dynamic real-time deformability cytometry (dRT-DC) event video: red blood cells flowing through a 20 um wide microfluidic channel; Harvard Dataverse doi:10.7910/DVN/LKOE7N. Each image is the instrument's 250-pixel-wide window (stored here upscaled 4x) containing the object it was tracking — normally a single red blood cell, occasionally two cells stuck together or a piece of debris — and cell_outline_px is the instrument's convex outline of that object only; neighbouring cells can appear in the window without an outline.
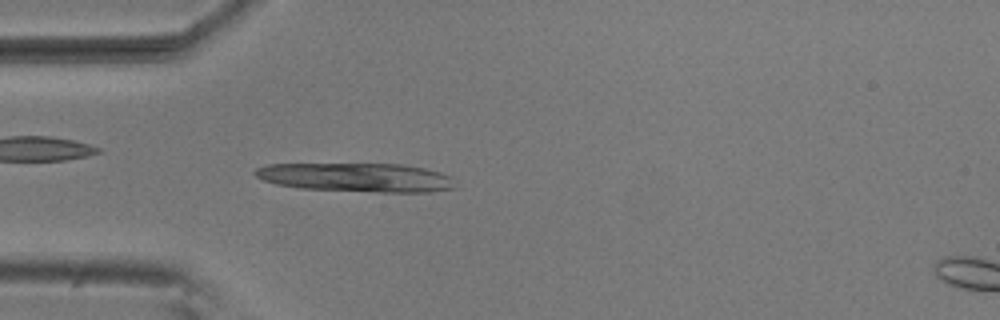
{"species": "common noctule bat (a hibernating species)", "species_latin": "Nyctalus noctula", "temperature_condition": "room temperature", "stored_images_in_passage": 32, "camera_frame_rate_fps": 3000, "um_per_image_px": 0.085, "animal": {"sex": "male", "body_mass_g": 20.5, "forearm_length_mm": 52.5}, "frame": {"image": 1, "passage_image": 5, "time_ms": 1.333, "image_size_px": [1000, 320], "cell_outline_px": [[456, 188], [428, 192], [380, 192], [300, 188], [276, 184], [264, 180], [256, 176], [252, 172], [256, 168], [268, 164], [404, 164], [424, 168], [440, 172], [452, 176]], "centroid_in_image_um": [30.33, 15.08], "position_along_channel_um": 54.7, "area_um2": 33.76}}